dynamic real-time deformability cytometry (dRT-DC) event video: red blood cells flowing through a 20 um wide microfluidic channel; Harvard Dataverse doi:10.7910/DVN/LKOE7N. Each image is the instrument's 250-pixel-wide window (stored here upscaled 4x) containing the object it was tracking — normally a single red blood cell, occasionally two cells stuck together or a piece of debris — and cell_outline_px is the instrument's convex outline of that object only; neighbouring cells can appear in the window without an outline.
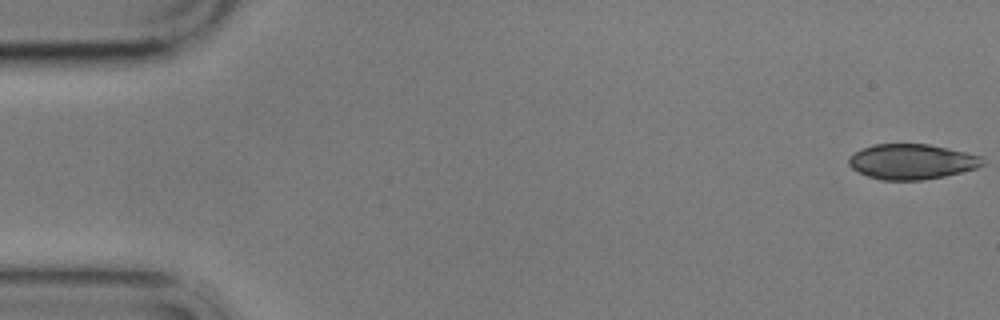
{"species": "common noctule bat (a hibernating species)", "species_latin": "Nyctalus noctula", "temperature_condition": "cold", "stored_images_in_passage": 7, "camera_frame_rate_fps": 3000, "um_per_image_px": 0.085, "animal": {"sex": "male", "body_mass_g": 17.9}, "frame": {"image": 1, "passage_image": 1, "time_ms": 0.0, "image_size_px": [1000, 320], "cell_outline_px": [[984, 164], [976, 168], [944, 176], [924, 180], [880, 180], [868, 176], [852, 168], [848, 164], [848, 156], [864, 148], [876, 144], [928, 144], [948, 148], [984, 156]], "centroid_in_image_um": [77.52, 13.74], "position_along_channel_um": 7.5, "area_um2": 27.46}}
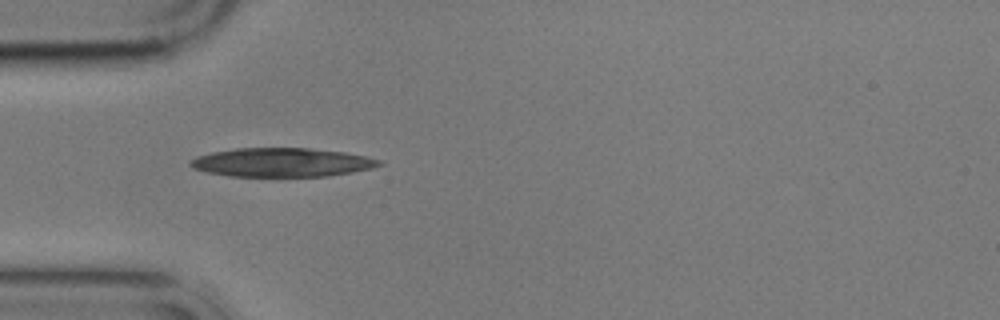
{"frame": {"image": 2, "passage_image": 5, "time_ms": 5.333, "image_size_px": [1000, 320], "cell_outline_px": [[384, 164], [372, 168], [352, 172], [328, 176], [228, 176], [208, 172], [192, 168], [188, 164], [196, 156], [212, 152], [236, 148], [308, 148], [344, 152], [368, 156], [380, 160]], "centroid_in_image_um": [23.97, 13.8], "position_along_channel_um": 61.0, "area_um2": 31.73}}